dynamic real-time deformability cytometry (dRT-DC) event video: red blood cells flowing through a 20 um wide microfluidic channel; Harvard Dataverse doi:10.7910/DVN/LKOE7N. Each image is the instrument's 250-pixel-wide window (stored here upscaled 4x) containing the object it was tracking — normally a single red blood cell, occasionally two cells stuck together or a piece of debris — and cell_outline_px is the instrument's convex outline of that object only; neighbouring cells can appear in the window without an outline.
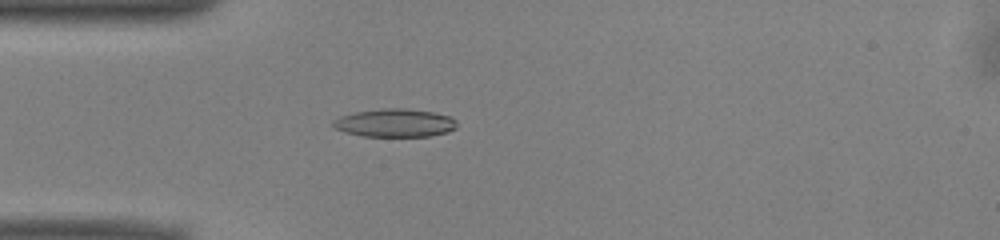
{"species": "common noctule bat (a hibernating species)", "species_latin": "Nyctalus noctula", "temperature_condition": "warm", "stored_images_in_passage": 41, "camera_frame_rate_fps": 3000, "um_per_image_px": 0.085, "animal": {"sex": "male", "body_mass_g": 13.0, "forearm_length_mm": 53.1}, "frame": {"image": 1, "passage_image": 4, "time_ms": 1.0, "image_size_px": [1000, 240], "cell_outline_px": [[456, 128], [448, 132], [428, 136], [364, 136], [344, 132], [336, 128], [332, 124], [332, 120], [340, 116], [356, 112], [384, 108], [404, 108], [432, 112], [452, 116], [456, 120]], "centroid_in_image_um": [33.58, 10.44], "position_along_channel_um": 51.4, "area_um2": 20.29}}
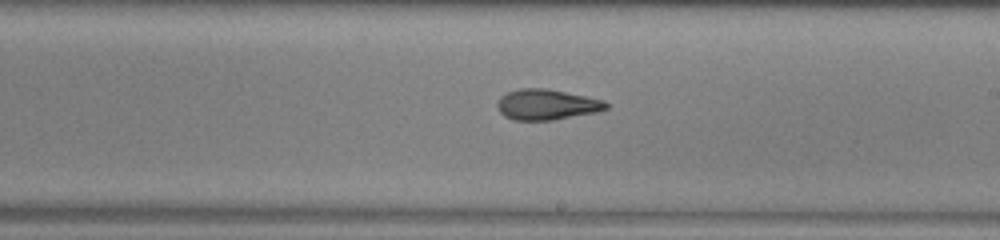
{"frame": {"image": 2, "passage_image": 19, "time_ms": 6.0, "image_size_px": [1000, 240], "cell_outline_px": [[608, 108], [600, 112], [552, 120], [516, 120], [504, 116], [500, 112], [496, 104], [500, 96], [508, 92], [520, 88], [544, 88], [604, 100], [608, 104]], "centroid_in_image_um": [46.47, 8.89], "position_along_channel_um": 242.5, "area_um2": 19.36}}
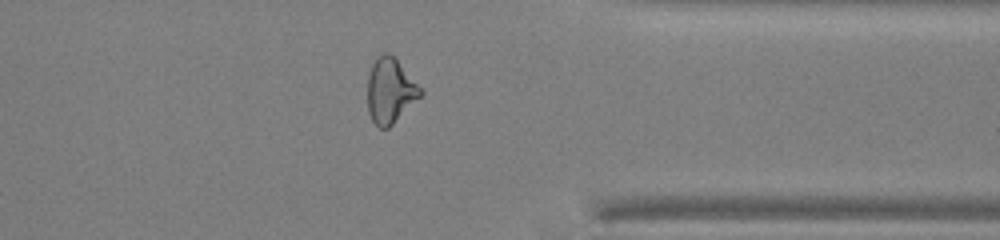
{"frame": {"image": 3, "passage_image": 30, "time_ms": 9.667, "image_size_px": [1000, 240], "cell_outline_px": [[424, 92], [388, 128], [380, 128], [372, 120], [368, 112], [368, 76], [372, 64], [376, 56], [384, 52], [388, 52], [424, 88]], "centroid_in_image_um": [33.17, 7.68], "position_along_channel_um": 378.2, "area_um2": 19.94}, "authors_computed_cell_mechanics": {"area_um2": 19.7676, "velocity_mm_per_s": 3.9714, "shape_relaxation_time_tau1_ms": null, "shape_relaxation_time_tau2_ms": 3.4286, "deformation_change_tau1": null, "deformation_change_tau2": 0.1279}}